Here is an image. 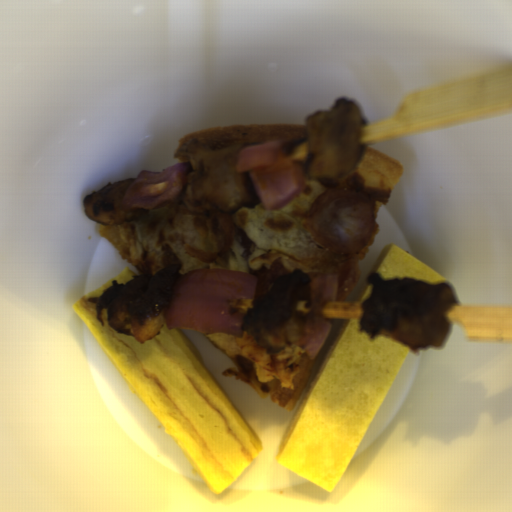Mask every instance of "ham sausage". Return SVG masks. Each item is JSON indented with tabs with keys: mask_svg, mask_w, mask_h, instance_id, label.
I'll return each instance as SVG.
<instances>
[{
	"mask_svg": "<svg viewBox=\"0 0 512 512\" xmlns=\"http://www.w3.org/2000/svg\"><path fill=\"white\" fill-rule=\"evenodd\" d=\"M289 274L285 265L280 262H273L268 268H261L256 272L255 288L252 303L249 307L256 306L271 289L274 282L283 275Z\"/></svg>",
	"mask_w": 512,
	"mask_h": 512,
	"instance_id": "77c602ba",
	"label": "ham sausage"
},
{
	"mask_svg": "<svg viewBox=\"0 0 512 512\" xmlns=\"http://www.w3.org/2000/svg\"><path fill=\"white\" fill-rule=\"evenodd\" d=\"M361 276L358 265H351L337 284V295L334 301L346 300L354 291Z\"/></svg>",
	"mask_w": 512,
	"mask_h": 512,
	"instance_id": "b0c6462f",
	"label": "ham sausage"
},
{
	"mask_svg": "<svg viewBox=\"0 0 512 512\" xmlns=\"http://www.w3.org/2000/svg\"><path fill=\"white\" fill-rule=\"evenodd\" d=\"M307 214L316 242L339 255L362 250L374 231L373 200L361 188L329 186L313 198Z\"/></svg>",
	"mask_w": 512,
	"mask_h": 512,
	"instance_id": "0cea0756",
	"label": "ham sausage"
}]
</instances>
